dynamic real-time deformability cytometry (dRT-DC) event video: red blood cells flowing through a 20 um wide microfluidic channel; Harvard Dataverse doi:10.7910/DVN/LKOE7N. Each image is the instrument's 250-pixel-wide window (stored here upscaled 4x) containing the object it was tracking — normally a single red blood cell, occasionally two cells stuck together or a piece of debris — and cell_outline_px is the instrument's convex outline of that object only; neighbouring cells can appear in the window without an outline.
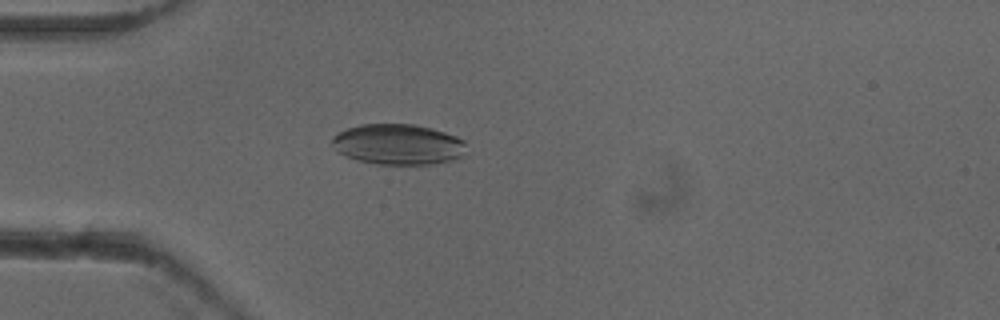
{"species": "common noctule bat (a hibernating species)", "species_latin": "Nyctalus noctula", "temperature_condition": "cold", "stored_images_in_passage": 52, "camera_frame_rate_fps": 3000, "um_per_image_px": 0.085, "animal": {"sex": "female"}, "frame": {"image": 1, "passage_image": 15, "time_ms": 4.667, "image_size_px": [1000, 320], "cell_outline_px": [[464, 144], [460, 160], [436, 164], [376, 164], [356, 160], [344, 156], [336, 152], [332, 148], [332, 136], [348, 128], [360, 124], [416, 124], [432, 128], [456, 136], [464, 140]], "centroid_in_image_um": [33.81, 12.28], "position_along_channel_um": 51.2, "area_um2": 32.14}}
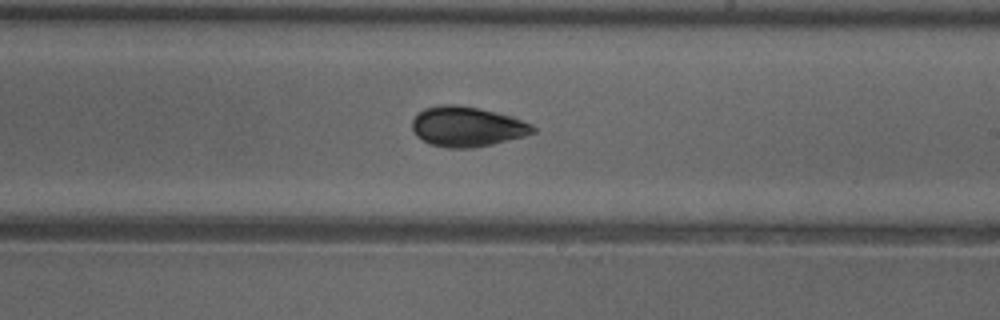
{"frame": {"image": 2, "passage_image": 31, "time_ms": 10.0, "image_size_px": [1000, 320], "cell_outline_px": [[536, 132], [524, 136], [492, 144], [472, 148], [448, 148], [432, 144], [416, 136], [412, 128], [412, 120], [416, 112], [424, 108], [440, 104], [456, 104], [476, 108], [512, 116], [532, 124], [536, 128]], "centroid_in_image_um": [39.68, 10.75], "position_along_channel_um": 249.3, "area_um2": 28.21}}
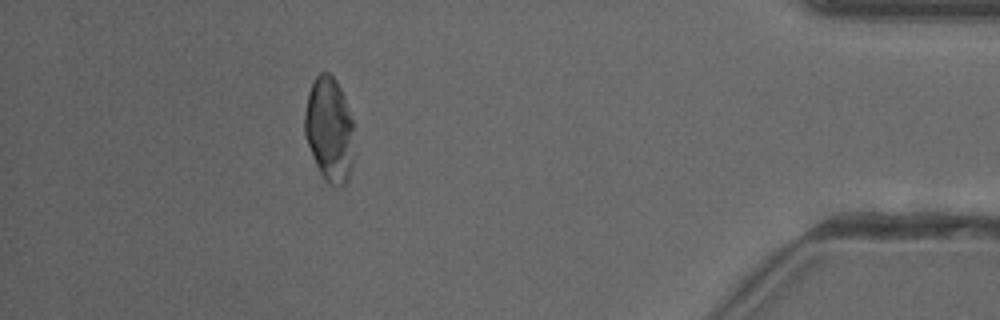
{"frame": {"image": 3, "passage_image": 47, "time_ms": 15.333, "image_size_px": [1000, 320], "cell_outline_px": [[352, 128], [348, 176], [344, 184], [340, 188], [336, 188], [328, 184], [324, 180], [316, 164], [304, 136], [304, 116], [308, 92], [312, 80], [320, 72], [328, 72], [336, 80], [340, 88], [352, 120]], "centroid_in_image_um": [27.92, 10.97], "position_along_channel_um": 407.3, "area_um2": 29.48}, "authors_computed_cell_mechanics": {"area_um2": 29.3913, "velocity_mm_per_s": 3.9231, "shape_relaxation_time_tau1_ms": 4.7483, "shape_relaxation_time_tau2_ms": 1.5812, "deformation_change_tau1": 0.1132, "deformation_change_tau2": 0.0622}}